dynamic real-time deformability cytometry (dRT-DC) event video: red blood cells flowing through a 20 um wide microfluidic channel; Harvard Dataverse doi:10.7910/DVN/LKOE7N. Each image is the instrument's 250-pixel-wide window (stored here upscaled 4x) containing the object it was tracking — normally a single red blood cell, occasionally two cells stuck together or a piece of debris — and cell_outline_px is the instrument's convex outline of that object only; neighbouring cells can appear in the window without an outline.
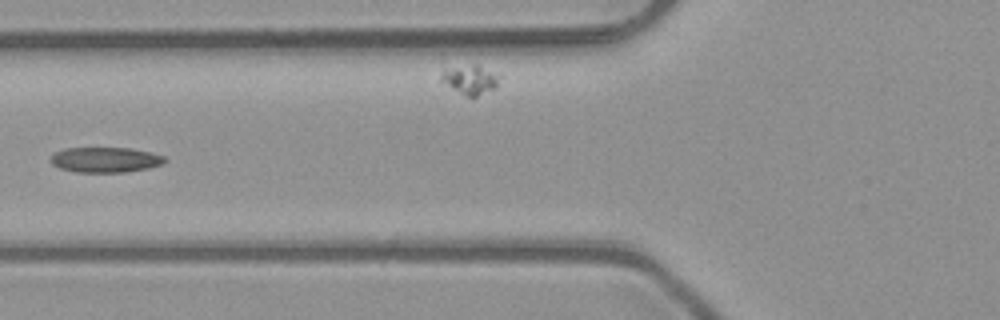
{"species": "common noctule bat (a hibernating species)", "species_latin": "Nyctalus noctula", "temperature_condition": "room temperature", "stored_images_in_passage": 7, "camera_frame_rate_fps": 3000, "um_per_image_px": 0.085, "animal": {"sex": "male", "body_mass_g": 23.1, "forearm_length_mm": 52.7}, "frame": {"image": 1, "passage_image": 4, "time_ms": 1.0, "image_size_px": [1000, 320], "cell_outline_px": [[168, 160], [160, 164], [148, 168], [124, 172], [76, 172], [60, 168], [52, 164], [52, 156], [56, 152], [64, 148], [132, 148], [152, 152], [164, 156]], "centroid_in_image_um": [8.98, 13.57], "position_along_channel_um": 116.8, "area_um2": 16.7}}
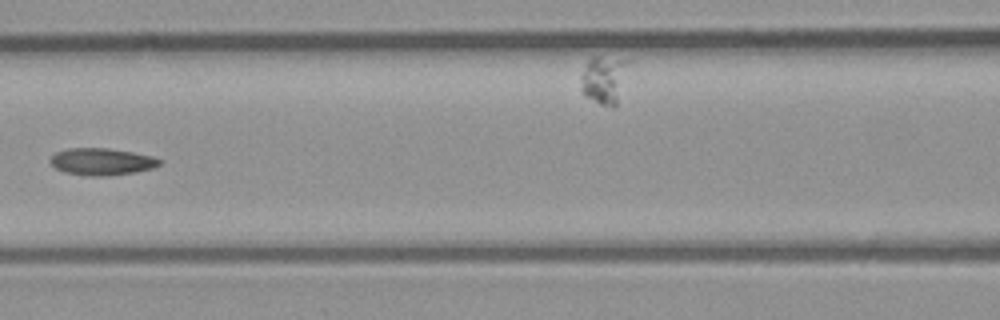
{"frame": {"image": 2, "passage_image": 5, "time_ms": 1.333, "image_size_px": [1000, 320], "cell_outline_px": [[164, 160], [160, 164], [152, 168], [136, 172], [104, 176], [88, 176], [64, 172], [56, 168], [48, 160], [56, 152], [68, 148], [108, 148], [132, 152], [152, 156]], "centroid_in_image_um": [8.65, 13.74], "position_along_channel_um": 157.9, "area_um2": 17.22}}